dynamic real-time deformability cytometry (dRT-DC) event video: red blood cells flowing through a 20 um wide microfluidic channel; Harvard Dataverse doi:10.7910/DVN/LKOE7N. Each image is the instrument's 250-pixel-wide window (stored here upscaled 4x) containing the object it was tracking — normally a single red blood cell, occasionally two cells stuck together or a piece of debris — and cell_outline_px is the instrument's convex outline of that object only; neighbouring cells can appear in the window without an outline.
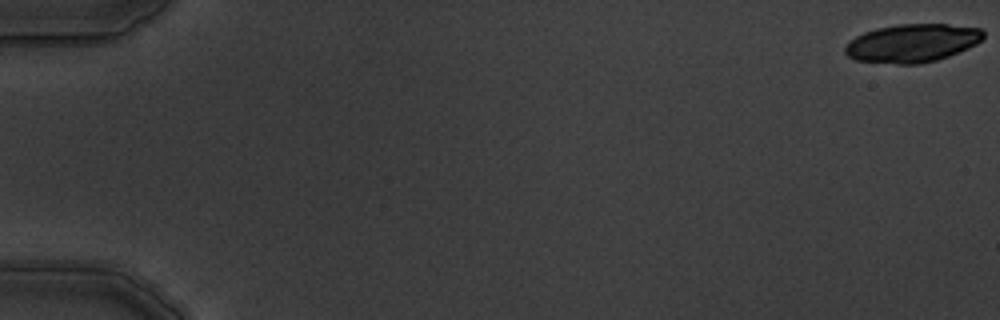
{"species": "common noctule bat (a hibernating species)", "species_latin": "Nyctalus noctula", "temperature_condition": "warm", "stored_images_in_passage": 7, "camera_frame_rate_fps": 3000, "um_per_image_px": 0.085, "animal": {"sex": "male", "body_mass_g": 19.5, "forearm_length_mm": 54.6}, "frame": {"image": 1, "passage_image": 1, "time_ms": 0.0, "image_size_px": [1000, 320], "cell_outline_px": [[984, 36], [976, 44], [968, 48], [948, 56], [936, 60], [920, 64], [896, 64], [856, 60], [848, 56], [844, 52], [844, 48], [856, 36], [864, 32], [876, 28], [900, 24], [948, 24], [984, 28]], "centroid_in_image_um": [77.56, 3.66], "position_along_channel_um": 7.4, "area_um2": 30.81}}